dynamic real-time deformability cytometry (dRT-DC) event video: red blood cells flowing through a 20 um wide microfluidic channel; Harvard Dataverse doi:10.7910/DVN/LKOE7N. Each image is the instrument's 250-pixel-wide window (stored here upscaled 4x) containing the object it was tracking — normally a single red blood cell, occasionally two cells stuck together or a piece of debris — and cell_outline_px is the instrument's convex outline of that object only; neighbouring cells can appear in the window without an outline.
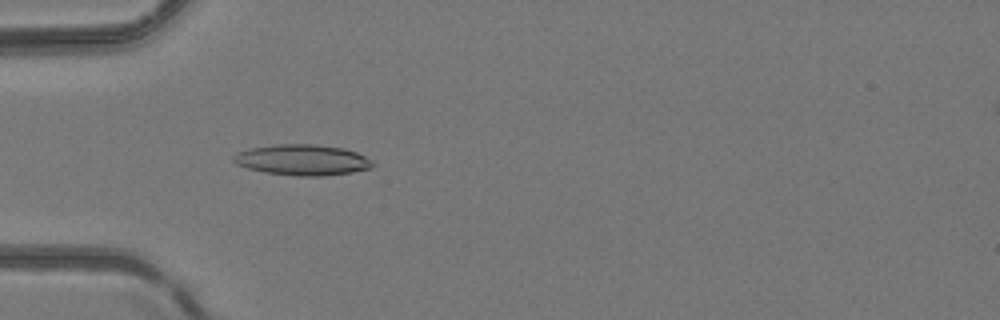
{"species": "common noctule bat (a hibernating species)", "species_latin": "Nyctalus noctula", "temperature_condition": "room temperature", "stored_images_in_passage": 49, "camera_frame_rate_fps": 3000, "um_per_image_px": 0.085, "animal": {"sex": "female", "body_mass_g": 24.6, "forearm_length_mm": 56.2}, "frame": {"image": 1, "passage_image": 16, "time_ms": 5.0, "image_size_px": [1000, 320], "cell_outline_px": [[376, 164], [368, 168], [352, 172], [320, 176], [296, 176], [264, 172], [248, 168], [236, 164], [232, 160], [232, 156], [236, 152], [252, 148], [276, 144], [316, 144], [344, 148], [356, 152], [372, 160]], "centroid_in_image_um": [25.68, 13.59], "position_along_channel_um": 59.3, "area_um2": 24.97}}
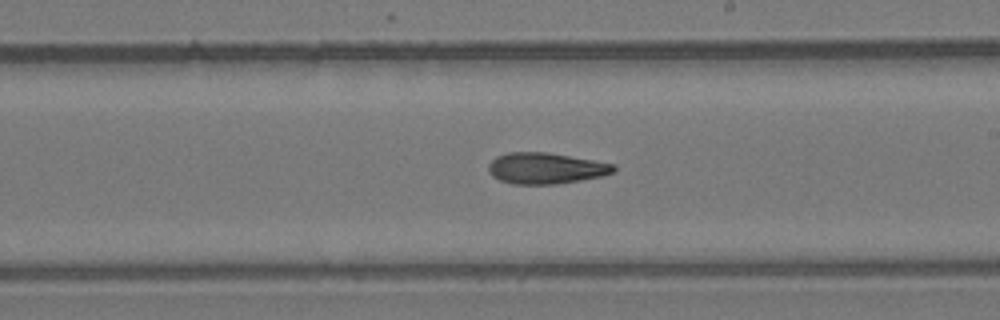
{"frame": {"image": 2, "passage_image": 29, "time_ms": 9.333, "image_size_px": [1000, 320], "cell_outline_px": [[616, 172], [600, 176], [580, 180], [556, 184], [512, 184], [500, 180], [492, 176], [488, 172], [488, 164], [496, 156], [508, 152], [548, 152], [616, 164]], "centroid_in_image_um": [46.38, 14.3], "position_along_channel_um": 242.6, "area_um2": 22.83}}
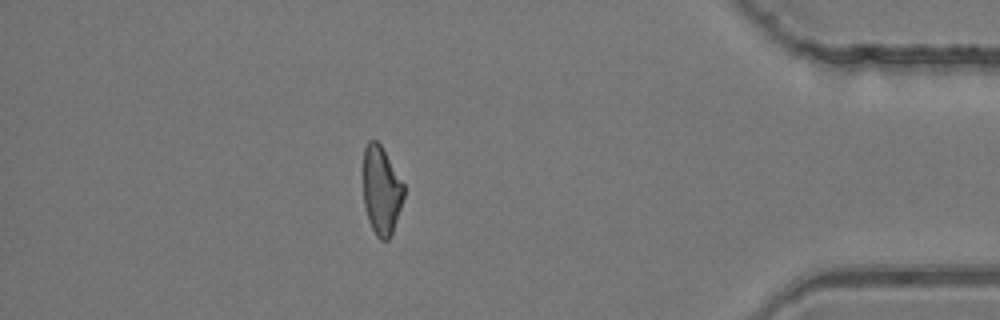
{"frame": {"image": 3, "passage_image": 43, "time_ms": 14.0, "image_size_px": [1000, 320], "cell_outline_px": [[404, 196], [392, 232], [388, 240], [380, 240], [376, 236], [368, 220], [364, 204], [364, 148], [368, 140], [376, 140], [380, 144], [404, 184]], "centroid_in_image_um": [32.41, 16.19], "position_along_channel_um": 402.8, "area_um2": 20.63}}